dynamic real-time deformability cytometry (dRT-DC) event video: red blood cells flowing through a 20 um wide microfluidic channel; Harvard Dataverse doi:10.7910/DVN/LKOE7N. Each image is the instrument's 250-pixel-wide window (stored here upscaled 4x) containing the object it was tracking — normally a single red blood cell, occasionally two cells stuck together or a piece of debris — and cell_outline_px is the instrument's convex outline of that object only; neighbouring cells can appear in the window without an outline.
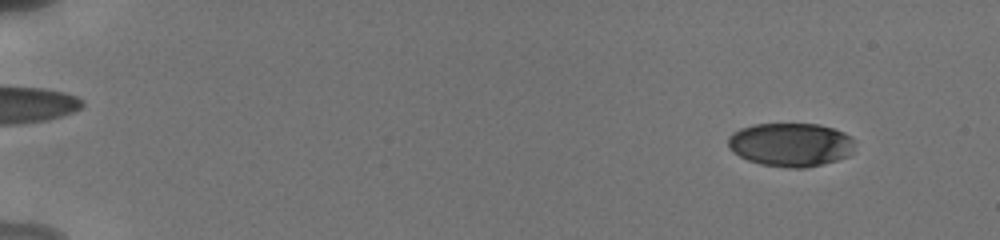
{"species": "human", "species_latin": "Homo sapiens", "temperature_condition": "cold", "stored_images_in_passage": 58, "camera_frame_rate_fps": 3000, "um_per_image_px": 0.085, "donor": {"sex": "male"}, "frame": {"image": 1, "passage_image": 12, "time_ms": 2.0, "image_size_px": [1000, 240], "cell_outline_px": [[856, 140], [852, 152], [848, 156], [836, 160], [804, 168], [788, 168], [760, 164], [748, 160], [732, 152], [728, 148], [728, 136], [732, 132], [740, 128], [752, 124], [820, 124], [844, 132], [852, 136]], "centroid_in_image_um": [67.2, 12.28], "position_along_channel_um": 17.8, "area_um2": 32.54}}
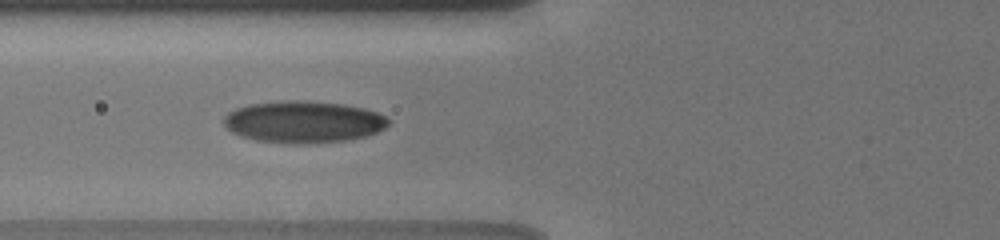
{"frame": {"image": 2, "passage_image": 36, "time_ms": 8.0, "image_size_px": [1000, 240], "cell_outline_px": [[388, 124], [384, 128], [376, 132], [364, 136], [344, 140], [308, 144], [296, 144], [256, 140], [240, 136], [232, 132], [224, 124], [224, 116], [228, 112], [236, 108], [248, 104], [280, 100], [308, 100], [344, 104], [364, 108], [376, 112], [384, 116], [388, 120]], "centroid_in_image_um": [25.75, 10.34], "position_along_channel_um": 100.0, "area_um2": 40.23}}
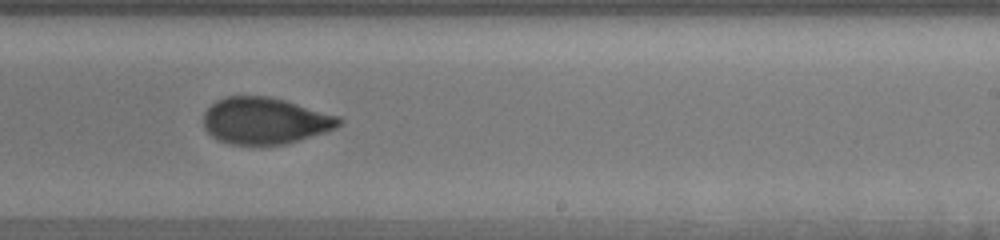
{"frame": {"image": 3, "passage_image": 51, "time_ms": 12.333, "image_size_px": [1000, 240], "cell_outline_px": [[344, 124], [336, 128], [324, 132], [284, 144], [228, 144], [212, 136], [204, 128], [204, 112], [216, 100], [224, 96], [268, 96], [284, 100], [340, 116], [344, 120]], "centroid_in_image_um": [22.54, 10.25], "position_along_channel_um": 266.5, "area_um2": 36.7}}